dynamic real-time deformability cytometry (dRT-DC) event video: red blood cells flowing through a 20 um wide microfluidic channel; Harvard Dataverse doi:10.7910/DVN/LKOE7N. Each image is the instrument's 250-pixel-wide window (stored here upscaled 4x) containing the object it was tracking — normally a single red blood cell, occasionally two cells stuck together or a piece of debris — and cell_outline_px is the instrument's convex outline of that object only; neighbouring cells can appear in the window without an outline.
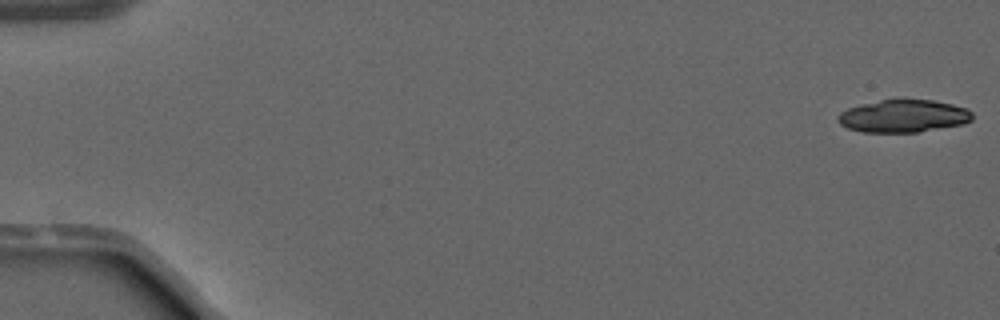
{"species": "common noctule bat (a hibernating species)", "species_latin": "Nyctalus noctula", "temperature_condition": "warm", "stored_images_in_passage": 23, "segment_of_instrument_passage": [1, 2], "camera_frame_rate_fps": 3000, "um_per_image_px": 0.085, "animal": {"sex": "male", "forearm_length_mm": 52.5}, "frame": {"image": 1, "passage_image": 1, "time_ms": 0.0, "image_size_px": [1000, 320], "cell_outline_px": [[972, 120], [964, 124], [920, 132], [864, 132], [848, 128], [840, 124], [836, 120], [836, 116], [840, 112], [848, 108], [896, 96], [900, 96], [932, 100], [952, 104], [968, 108], [972, 112]], "centroid_in_image_um": [76.81, 9.83], "position_along_channel_um": 8.2, "area_um2": 26.36}}
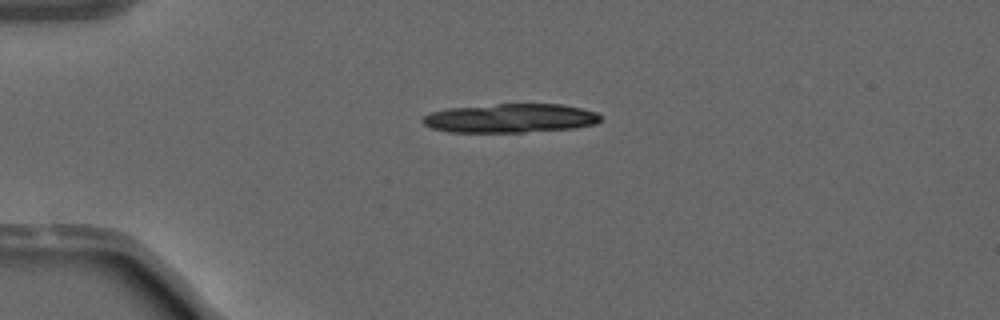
{"frame": {"image": 2, "passage_image": 13, "time_ms": 4.0, "image_size_px": [1000, 320], "cell_outline_px": [[600, 120], [596, 124], [576, 128], [524, 132], [448, 132], [432, 128], [424, 124], [420, 120], [424, 116], [432, 112], [448, 108], [496, 104], [564, 104], [596, 112], [600, 116]], "centroid_in_image_um": [43.38, 10.05], "position_along_channel_um": 41.6, "area_um2": 30.06}}